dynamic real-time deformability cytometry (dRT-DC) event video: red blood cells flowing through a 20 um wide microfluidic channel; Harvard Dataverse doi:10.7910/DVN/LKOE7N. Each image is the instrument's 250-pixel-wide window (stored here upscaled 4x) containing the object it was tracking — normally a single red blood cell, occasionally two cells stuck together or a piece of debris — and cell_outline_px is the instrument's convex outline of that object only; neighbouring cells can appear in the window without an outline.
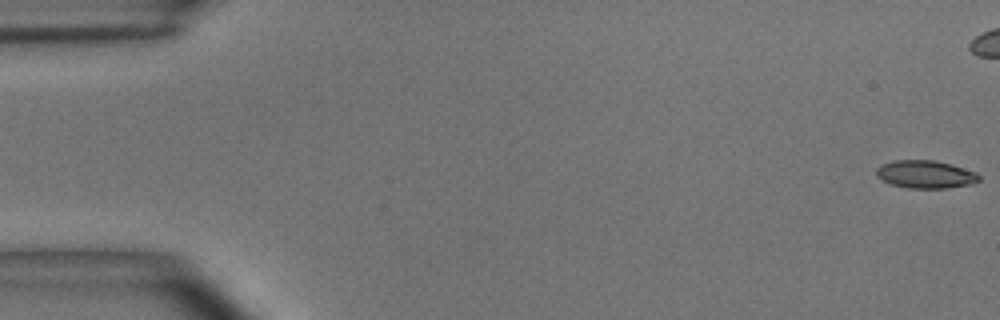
{"species": "common noctule bat (a hibernating species)", "species_latin": "Nyctalus noctula", "temperature_condition": "room temperature", "stored_images_in_passage": 16, "camera_frame_rate_fps": 3000, "um_per_image_px": 0.085, "animal": {"sex": "male", "body_mass_g": 15.6}, "frame": {"image": 1, "passage_image": 1, "time_ms": 0.0, "image_size_px": [1000, 320], "cell_outline_px": [[980, 180], [972, 184], [948, 188], [908, 188], [892, 184], [876, 176], [876, 168], [884, 164], [896, 160], [936, 160], [952, 164], [976, 172], [980, 176]], "centroid_in_image_um": [78.71, 14.82], "position_along_channel_um": 6.3, "area_um2": 16.65}}